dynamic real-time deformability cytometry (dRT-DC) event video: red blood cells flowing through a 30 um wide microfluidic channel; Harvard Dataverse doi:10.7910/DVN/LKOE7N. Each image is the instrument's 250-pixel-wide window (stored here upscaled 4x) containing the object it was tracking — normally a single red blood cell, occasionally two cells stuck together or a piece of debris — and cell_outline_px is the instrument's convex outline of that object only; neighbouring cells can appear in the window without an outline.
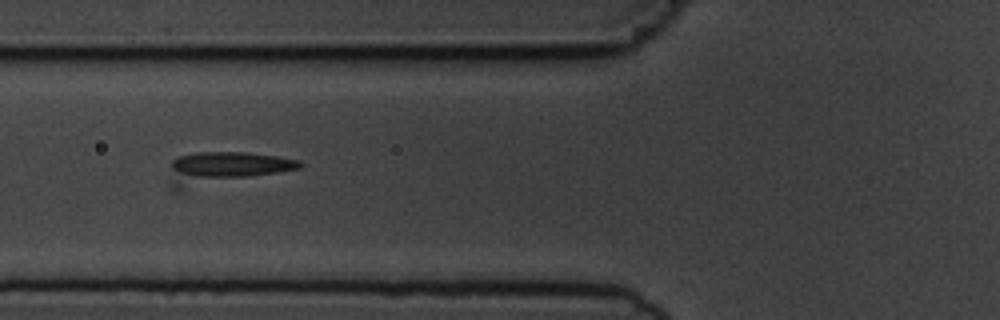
{"species": "common noctule bat (a hibernating species)", "species_latin": "Nyctalus noctula", "temperature_condition": "cold", "stored_images_in_passage": 9, "camera_frame_rate_fps": 3000, "um_per_image_px": 0.085, "animal": {"sex": "male", "body_mass_g": 19.5, "forearm_length_mm": 54.6}, "frame": {"image": 1, "passage_image": 7, "time_ms": 7.667, "image_size_px": [1000, 320], "cell_outline_px": [[304, 164], [300, 168], [184, 192], [176, 192], [168, 184], [172, 160], [180, 156], [196, 152], [248, 152], [276, 156], [300, 160]], "centroid_in_image_um": [19.04, 14.33], "position_along_channel_um": 106.8, "area_um2": 25.37}}